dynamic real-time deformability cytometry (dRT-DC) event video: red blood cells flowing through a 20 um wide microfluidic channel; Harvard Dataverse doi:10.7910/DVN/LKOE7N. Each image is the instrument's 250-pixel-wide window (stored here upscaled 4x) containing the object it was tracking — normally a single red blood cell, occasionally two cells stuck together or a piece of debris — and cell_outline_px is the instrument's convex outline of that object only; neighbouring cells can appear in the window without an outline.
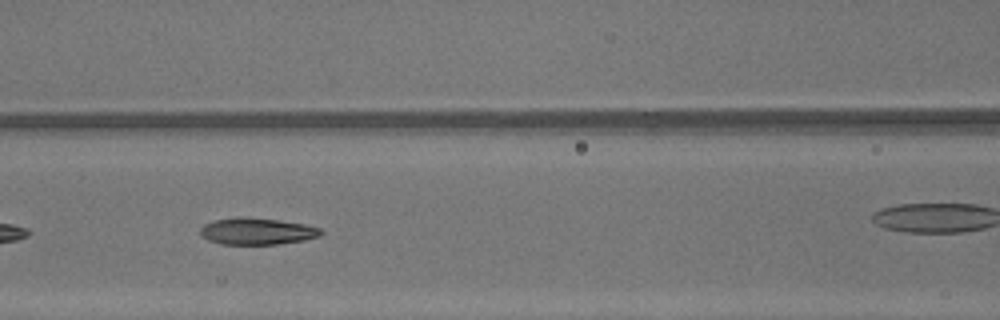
{"species": "common noctule bat (a hibernating species)", "species_latin": "Nyctalus noctula", "temperature_condition": "warm", "stored_images_in_passage": 24, "camera_frame_rate_fps": 3000, "um_per_image_px": 0.085, "animal": {"sex": "male", "body_mass_g": 13.3}, "frame": {"image": 1, "passage_image": 21, "time_ms": 6.667, "image_size_px": [1000, 320], "cell_outline_px": [[324, 232], [320, 236], [304, 240], [276, 244], [220, 244], [208, 240], [200, 236], [200, 228], [204, 224], [216, 220], [236, 216], [248, 216], [304, 224], [320, 228]], "centroid_in_image_um": [21.81, 19.65], "position_along_channel_um": 144.8, "area_um2": 18.9}}